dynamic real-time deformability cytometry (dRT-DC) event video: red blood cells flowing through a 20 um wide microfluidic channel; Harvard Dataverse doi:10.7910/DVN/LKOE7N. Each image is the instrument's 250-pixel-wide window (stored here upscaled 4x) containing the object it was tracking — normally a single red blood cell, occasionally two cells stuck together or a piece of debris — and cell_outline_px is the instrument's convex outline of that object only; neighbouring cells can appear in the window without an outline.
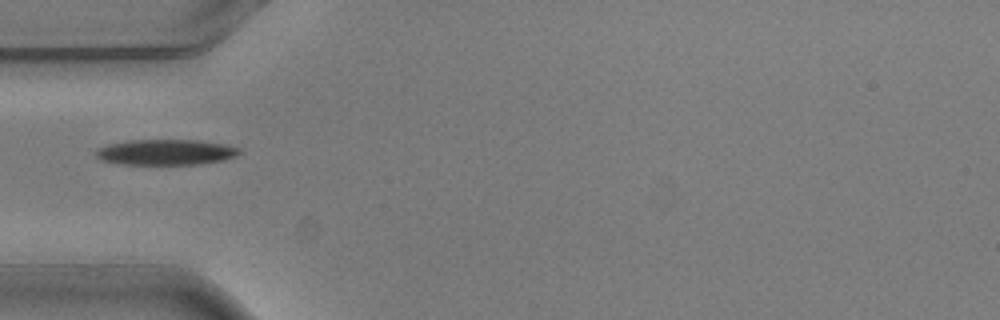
{"species": "common noctule bat (a hibernating species)", "species_latin": "Nyctalus noctula", "temperature_condition": "warm", "stored_images_in_passage": 1, "camera_frame_rate_fps": 3000, "um_per_image_px": 0.085, "animal": {"sex": "male", "body_mass_g": 20.5, "forearm_length_mm": 52.5}, "frame": {"image": 1, "passage_image": 1, "time_ms": 0.0, "image_size_px": [1000, 320], "cell_outline_px": [[240, 152], [236, 156], [224, 160], [200, 164], [120, 164], [100, 160], [92, 152], [96, 148], [108, 144], [128, 140], [200, 140], [228, 144], [240, 148]], "centroid_in_image_um": [14.07, 12.93], "position_along_channel_um": 70.9, "area_um2": 21.73}}